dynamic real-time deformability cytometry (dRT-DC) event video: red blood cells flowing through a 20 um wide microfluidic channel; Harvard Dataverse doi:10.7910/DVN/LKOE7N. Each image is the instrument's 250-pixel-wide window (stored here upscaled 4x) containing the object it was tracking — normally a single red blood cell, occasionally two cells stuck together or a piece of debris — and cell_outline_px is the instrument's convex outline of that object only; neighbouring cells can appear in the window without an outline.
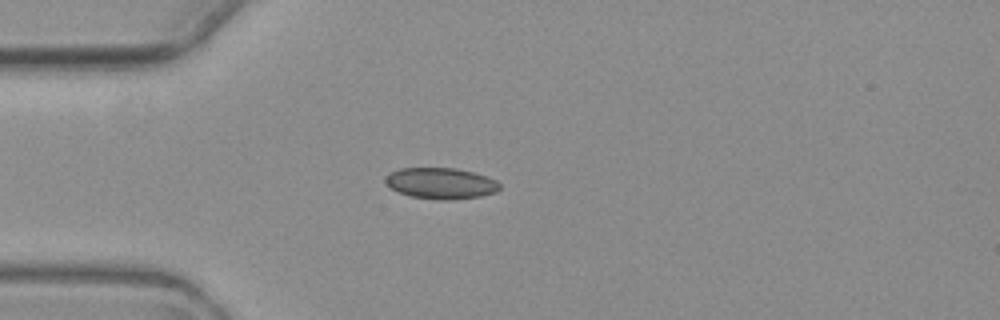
{"species": "common noctule bat (a hibernating species)", "species_latin": "Nyctalus noctula", "temperature_condition": "warm", "stored_images_in_passage": 3, "camera_frame_rate_fps": 3000, "um_per_image_px": 0.085, "animal": {"sex": "female", "body_mass_g": 19.3, "forearm_length_mm": 54.1}, "frame": {"image": 1, "passage_image": 1, "time_ms": 0.0, "image_size_px": [1000, 320], "cell_outline_px": [[500, 188], [496, 192], [480, 196], [452, 200], [436, 200], [412, 196], [400, 192], [392, 188], [384, 180], [384, 176], [388, 172], [400, 168], [456, 168], [488, 176], [496, 180], [500, 184]], "centroid_in_image_um": [37.48, 15.57], "position_along_channel_um": 47.5, "area_um2": 20.81}}
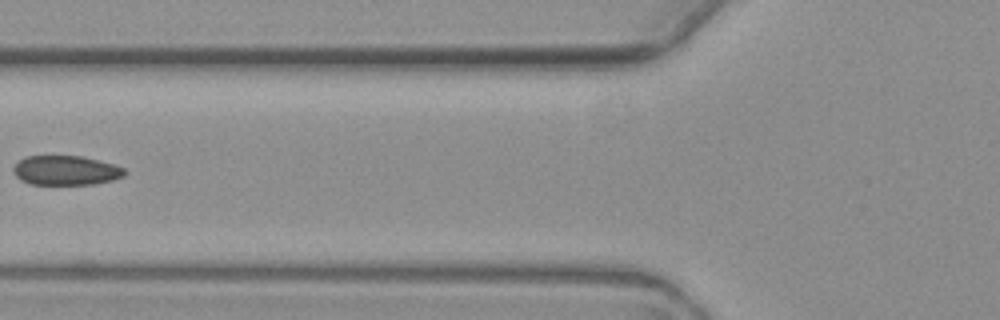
{"frame": {"image": 2, "passage_image": 3, "time_ms": 2.333, "image_size_px": [1000, 320], "cell_outline_px": [[124, 176], [112, 180], [96, 184], [32, 184], [20, 180], [16, 176], [12, 168], [24, 156], [80, 156], [100, 160], [124, 168]], "centroid_in_image_um": [5.58, 14.48], "position_along_channel_um": 120.2, "area_um2": 19.02}}